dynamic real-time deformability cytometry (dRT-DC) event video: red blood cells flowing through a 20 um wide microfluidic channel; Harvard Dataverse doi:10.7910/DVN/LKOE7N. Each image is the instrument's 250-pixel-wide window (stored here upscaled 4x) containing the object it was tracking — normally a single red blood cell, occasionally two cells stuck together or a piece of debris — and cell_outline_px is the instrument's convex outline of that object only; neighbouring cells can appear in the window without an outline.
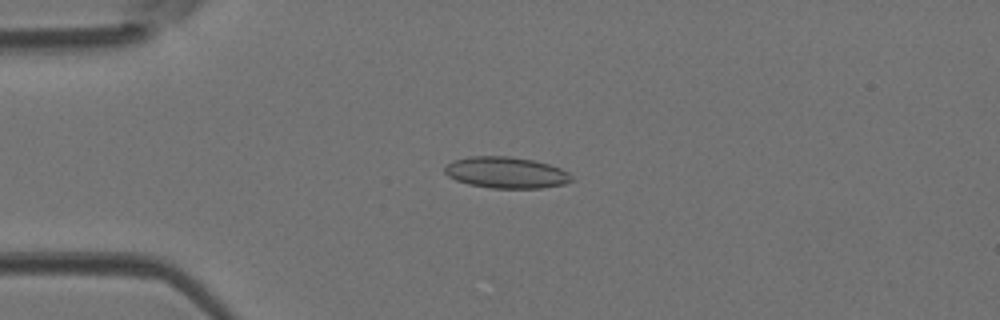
{"species": "Egyptian fruit bat (a non-hibernating species)", "species_latin": "Rousettus aegyptiacus", "temperature_condition": "room temperature", "stored_images_in_passage": 35, "camera_frame_rate_fps": 3000, "um_per_image_px": 0.085, "animal": {"sex": "female"}, "frame": {"image": 1, "passage_image": 1, "time_ms": 0.0, "image_size_px": [1000, 320], "cell_outline_px": [[576, 180], [564, 184], [540, 188], [492, 188], [468, 184], [456, 180], [448, 176], [444, 172], [444, 168], [452, 160], [468, 156], [508, 156], [532, 160], [548, 164], [560, 168], [568, 172]], "centroid_in_image_um": [43.02, 14.67], "position_along_channel_um": 42.0, "area_um2": 23.24}}
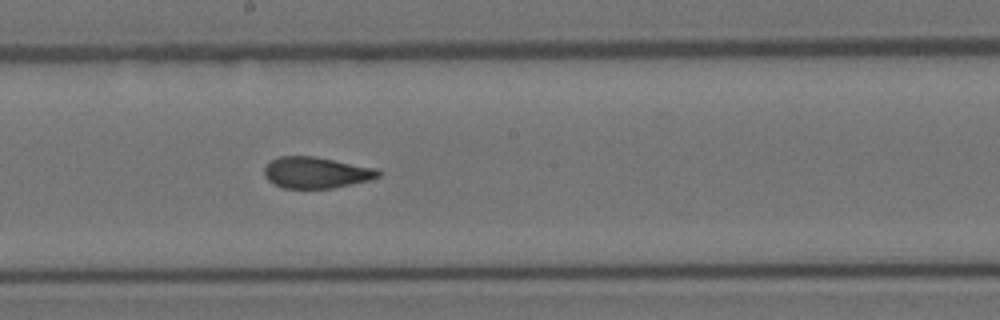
{"frame": {"image": 2, "passage_image": 15, "time_ms": 4.667, "image_size_px": [1000, 320], "cell_outline_px": [[384, 172], [380, 176], [372, 180], [332, 188], [284, 188], [268, 180], [264, 176], [264, 168], [272, 160], [280, 156], [316, 156], [376, 168]], "centroid_in_image_um": [26.93, 14.66], "position_along_channel_um": 221.3, "area_um2": 20.87}}
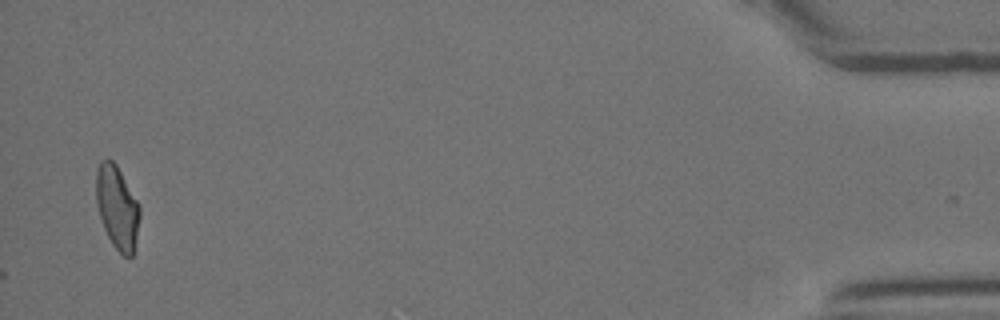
{"frame": {"image": 3, "passage_image": 35, "time_ms": 11.333, "image_size_px": [1000, 320], "cell_outline_px": [[140, 216], [132, 256], [124, 256], [112, 244], [104, 228], [100, 216], [96, 200], [96, 168], [100, 160], [108, 156], [116, 164], [140, 204]], "centroid_in_image_um": [9.95, 17.55], "position_along_channel_um": 425.3, "area_um2": 21.15}}